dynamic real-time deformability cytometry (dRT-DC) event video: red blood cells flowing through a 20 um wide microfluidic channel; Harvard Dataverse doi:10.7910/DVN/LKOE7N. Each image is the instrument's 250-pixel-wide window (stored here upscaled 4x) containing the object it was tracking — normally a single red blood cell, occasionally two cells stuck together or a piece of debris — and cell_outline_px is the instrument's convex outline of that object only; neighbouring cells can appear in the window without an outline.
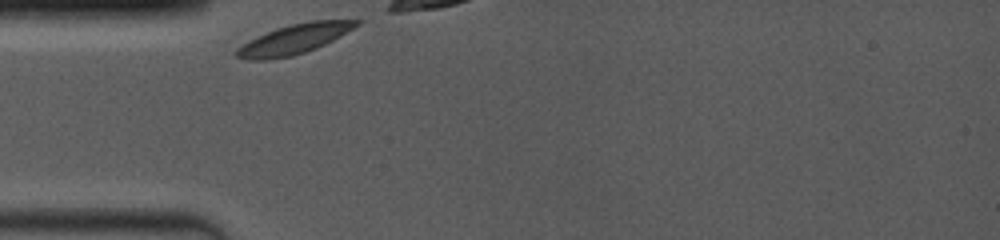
{"species": "common noctule bat (a hibernating species)", "species_latin": "Nyctalus noctula", "temperature_condition": "room temperature", "stored_images_in_passage": 12, "camera_frame_rate_fps": 4000, "um_per_image_px": 0.085, "animal": {"sex": "female", "body_mass_g": 19.0, "forearm_length_mm": 53.3}, "frame": {"image": 1, "passage_image": 1, "time_ms": 0.0, "image_size_px": [1000, 240], "cell_outline_px": [[360, 24], [340, 36], [316, 48], [292, 56], [268, 60], [248, 60], [236, 56], [232, 52], [236, 48], [248, 40], [276, 28], [288, 24], [308, 20], [360, 20]], "centroid_in_image_um": [24.94, 3.33], "position_along_channel_um": 60.1, "area_um2": 20.87}}
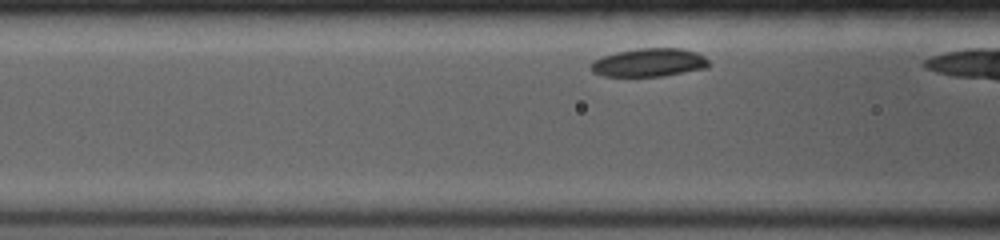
{"frame": {"image": 2, "passage_image": 8, "time_ms": 1.5, "image_size_px": [1000, 240], "cell_outline_px": [[708, 68], [664, 76], [604, 76], [592, 72], [592, 60], [600, 56], [616, 52], [636, 48], [680, 48], [696, 52], [704, 56], [708, 60]], "centroid_in_image_um": [55.16, 5.31], "position_along_channel_um": 111.4, "area_um2": 19.59}}